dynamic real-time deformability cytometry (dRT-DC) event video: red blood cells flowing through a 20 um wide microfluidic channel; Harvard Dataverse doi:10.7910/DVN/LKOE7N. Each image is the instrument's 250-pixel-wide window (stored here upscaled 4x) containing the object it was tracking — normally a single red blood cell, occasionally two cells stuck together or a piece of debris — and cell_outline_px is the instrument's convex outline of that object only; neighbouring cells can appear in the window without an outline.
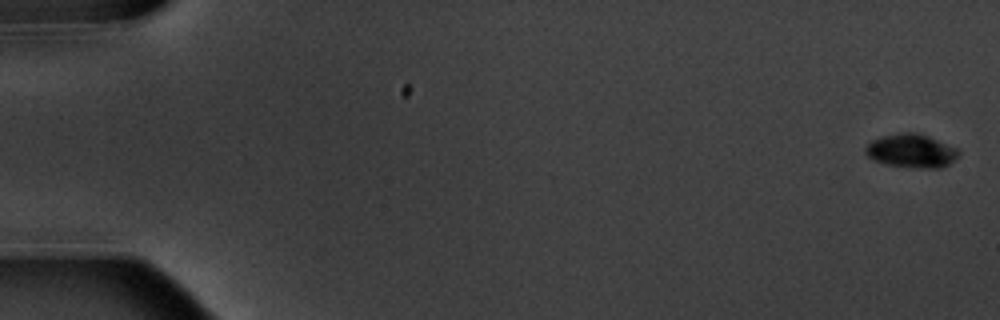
{"species": "common noctule bat (a hibernating species)", "species_latin": "Nyctalus noctula", "temperature_condition": "warm", "stored_images_in_passage": 6, "camera_frame_rate_fps": 3000, "um_per_image_px": 0.085, "animal": {"sex": "male", "body_mass_g": 20.1, "forearm_length_mm": 53.5}, "frame": {"image": 1, "passage_image": 1, "time_ms": 0.0, "image_size_px": [1000, 320], "cell_outline_px": [[960, 152], [948, 164], [940, 168], [916, 168], [888, 164], [876, 160], [868, 156], [864, 152], [864, 148], [872, 140], [884, 136], [908, 132], [916, 132], [928, 136], [956, 148]], "centroid_in_image_um": [77.45, 12.82], "position_along_channel_um": 7.5, "area_um2": 17.8}}